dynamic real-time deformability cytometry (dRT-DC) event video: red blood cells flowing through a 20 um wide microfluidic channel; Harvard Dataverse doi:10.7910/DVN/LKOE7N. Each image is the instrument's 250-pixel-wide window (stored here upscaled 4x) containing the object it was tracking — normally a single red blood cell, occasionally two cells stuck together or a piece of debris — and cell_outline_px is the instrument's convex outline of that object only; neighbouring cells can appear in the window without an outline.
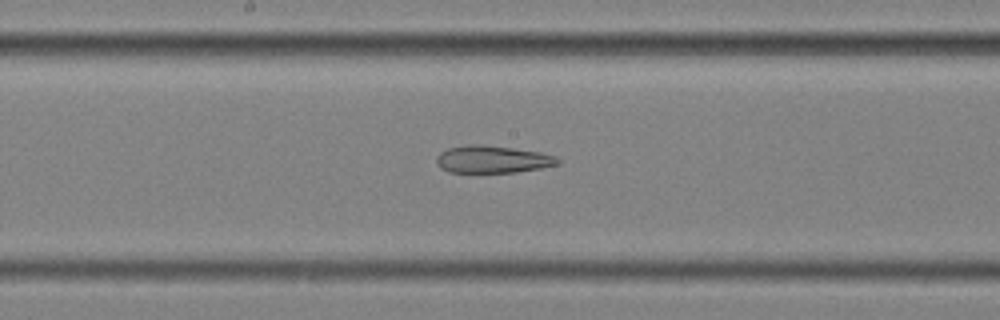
{"species": "common noctule bat (a hibernating species)", "species_latin": "Nyctalus noctula", "temperature_condition": "cold", "stored_images_in_passage": 56, "segment_of_instrument_passage": [2, 2], "camera_frame_rate_fps": 3000, "um_per_image_px": 0.085, "animal": {"sex": "female", "body_mass_g": 25.1}, "frame": {"image": 1, "passage_image": 30, "time_ms": 9.667, "image_size_px": [1000, 320], "cell_outline_px": [[560, 164], [540, 168], [516, 172], [448, 172], [440, 168], [436, 164], [436, 156], [440, 152], [448, 148], [468, 144], [480, 144], [512, 148], [540, 152], [556, 156], [560, 160]], "centroid_in_image_um": [41.84, 13.54], "position_along_channel_um": 206.4, "area_um2": 19.42}}
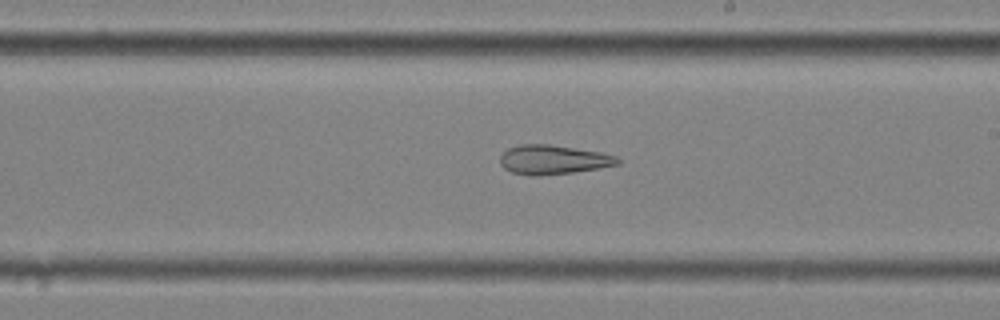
{"frame": {"image": 2, "passage_image": 33, "time_ms": 10.667, "image_size_px": [1000, 320], "cell_outline_px": [[620, 164], [600, 168], [572, 172], [540, 176], [528, 176], [512, 172], [504, 168], [500, 164], [500, 156], [508, 148], [520, 144], [548, 144], [600, 152], [616, 156], [620, 160]], "centroid_in_image_um": [47.0, 13.58], "position_along_channel_um": 242.0, "area_um2": 20.06}}
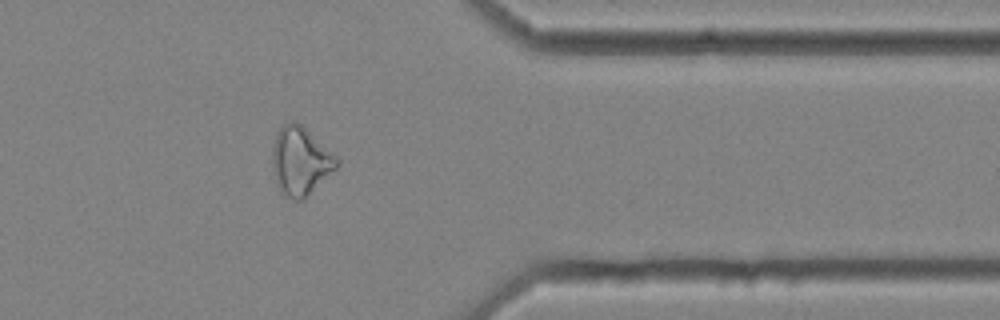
{"frame": {"image": 3, "passage_image": 46, "time_ms": 15.0, "image_size_px": [1000, 320], "cell_outline_px": [[340, 164], [304, 200], [296, 200], [280, 192], [276, 184], [272, 164], [272, 148], [276, 132], [284, 124], [292, 120], [296, 120], [332, 152], [340, 160]], "centroid_in_image_um": [25.52, 13.69], "position_along_channel_um": 385.9, "area_um2": 25.66}}